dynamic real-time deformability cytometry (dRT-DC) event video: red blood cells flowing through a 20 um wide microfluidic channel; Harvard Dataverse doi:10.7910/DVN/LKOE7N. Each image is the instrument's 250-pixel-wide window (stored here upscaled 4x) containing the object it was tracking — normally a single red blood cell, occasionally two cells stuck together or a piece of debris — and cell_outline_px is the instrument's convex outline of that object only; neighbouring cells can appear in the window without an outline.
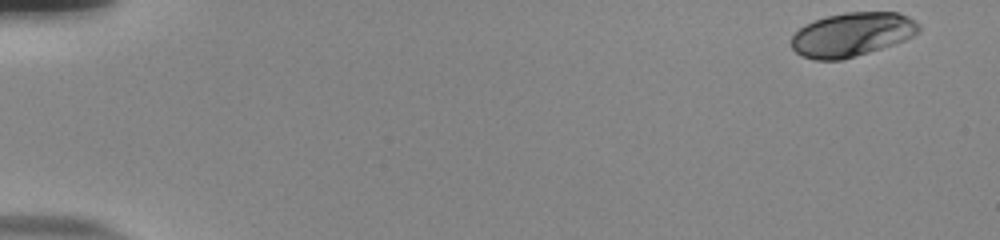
{"species": "human", "species_latin": "Homo sapiens", "temperature_condition": "room temperature", "stored_images_in_passage": 52, "camera_frame_rate_fps": 3000, "um_per_image_px": 0.085, "donor": {"sex": "male"}, "frame": {"image": 1, "passage_image": 1, "time_ms": 0.0, "image_size_px": [1000, 240], "cell_outline_px": [[920, 32], [904, 40], [868, 52], [840, 60], [816, 60], [804, 56], [796, 52], [792, 48], [792, 36], [800, 28], [816, 20], [828, 16], [844, 12], [900, 12], [908, 16], [920, 24]], "centroid_in_image_um": [72.45, 2.92], "position_along_channel_um": 12.5, "area_um2": 32.25}}
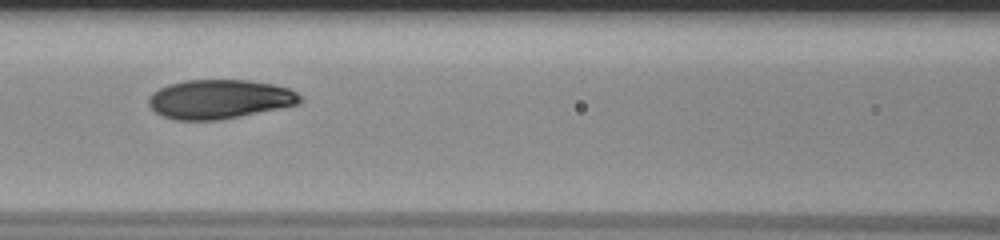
{"frame": {"image": 2, "passage_image": 24, "time_ms": 7.667, "image_size_px": [1000, 240], "cell_outline_px": [[304, 100], [300, 104], [220, 120], [176, 120], [164, 116], [156, 112], [148, 104], [148, 96], [152, 92], [168, 84], [184, 80], [248, 80], [272, 84], [288, 88], [296, 92]], "centroid_in_image_um": [18.65, 8.43], "position_along_channel_um": 147.9, "area_um2": 34.62}}
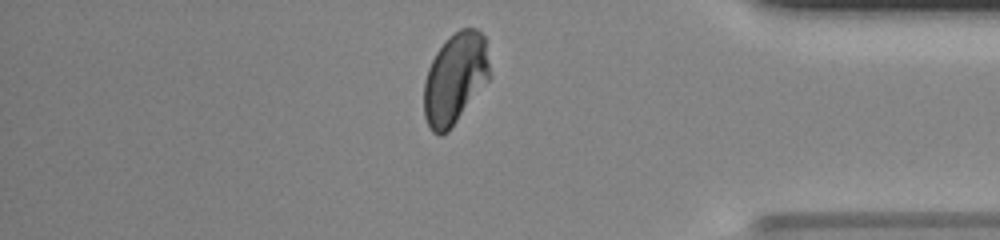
{"frame": {"image": 3, "passage_image": 45, "time_ms": 14.667, "image_size_px": [1000, 240], "cell_outline_px": [[492, 76], [448, 132], [440, 136], [432, 132], [424, 116], [424, 80], [428, 68], [436, 52], [444, 40], [448, 36], [460, 28], [476, 28], [484, 36]], "centroid_in_image_um": [38.69, 6.66], "position_along_channel_um": 396.5, "area_um2": 35.26}, "authors_computed_cell_mechanics": {"area_um2": 34.7089, "velocity_mm_per_s": 3.8497, "shape_relaxation_time_tau1_ms": 3.8152, "shape_relaxation_time_tau2_ms": 0.8563, "deformation_change_tau1": 0.1588, "deformation_change_tau2": 0.0304}}